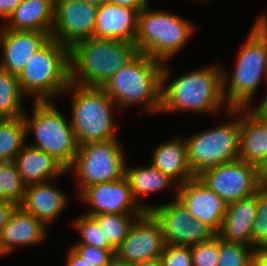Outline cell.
Returning a JSON list of instances; mask_svg holds the SVG:
<instances>
[{
  "label": "cell",
  "instance_id": "6da1fadb",
  "mask_svg": "<svg viewBox=\"0 0 267 266\" xmlns=\"http://www.w3.org/2000/svg\"><path fill=\"white\" fill-rule=\"evenodd\" d=\"M166 65L164 62L161 74L159 113L185 111L215 115L222 110V106L227 112L230 110L223 96V72L220 66L209 65L189 71L168 84L170 70Z\"/></svg>",
  "mask_w": 267,
  "mask_h": 266
},
{
  "label": "cell",
  "instance_id": "7a4b0ae2",
  "mask_svg": "<svg viewBox=\"0 0 267 266\" xmlns=\"http://www.w3.org/2000/svg\"><path fill=\"white\" fill-rule=\"evenodd\" d=\"M255 21L236 57L230 79L222 69L223 96L230 109L249 108L262 78L267 80V14L264 12Z\"/></svg>",
  "mask_w": 267,
  "mask_h": 266
},
{
  "label": "cell",
  "instance_id": "3957f363",
  "mask_svg": "<svg viewBox=\"0 0 267 266\" xmlns=\"http://www.w3.org/2000/svg\"><path fill=\"white\" fill-rule=\"evenodd\" d=\"M164 63L139 52L102 87L118 110L139 104L142 113L158 114L161 105V74Z\"/></svg>",
  "mask_w": 267,
  "mask_h": 266
},
{
  "label": "cell",
  "instance_id": "277c9868",
  "mask_svg": "<svg viewBox=\"0 0 267 266\" xmlns=\"http://www.w3.org/2000/svg\"><path fill=\"white\" fill-rule=\"evenodd\" d=\"M139 50L122 40L91 38L70 48V83L103 87Z\"/></svg>",
  "mask_w": 267,
  "mask_h": 266
},
{
  "label": "cell",
  "instance_id": "5b68a950",
  "mask_svg": "<svg viewBox=\"0 0 267 266\" xmlns=\"http://www.w3.org/2000/svg\"><path fill=\"white\" fill-rule=\"evenodd\" d=\"M17 77L24 95L34 102L55 100L70 84V49L51 38Z\"/></svg>",
  "mask_w": 267,
  "mask_h": 266
},
{
  "label": "cell",
  "instance_id": "8992f818",
  "mask_svg": "<svg viewBox=\"0 0 267 266\" xmlns=\"http://www.w3.org/2000/svg\"><path fill=\"white\" fill-rule=\"evenodd\" d=\"M65 93H72L70 122L79 146L117 138L113 109L118 107L102 87L70 83Z\"/></svg>",
  "mask_w": 267,
  "mask_h": 266
},
{
  "label": "cell",
  "instance_id": "52a82bcc",
  "mask_svg": "<svg viewBox=\"0 0 267 266\" xmlns=\"http://www.w3.org/2000/svg\"><path fill=\"white\" fill-rule=\"evenodd\" d=\"M150 5L139 12L134 44L139 52L167 63L189 41L194 25L174 13L153 10Z\"/></svg>",
  "mask_w": 267,
  "mask_h": 266
},
{
  "label": "cell",
  "instance_id": "ba28073f",
  "mask_svg": "<svg viewBox=\"0 0 267 266\" xmlns=\"http://www.w3.org/2000/svg\"><path fill=\"white\" fill-rule=\"evenodd\" d=\"M64 115L52 101H43L34 102L33 113L29 115L26 111L23 119L26 138L33 133L36 139L33 144H27L52 155L68 170L78 152L79 144L70 119H66Z\"/></svg>",
  "mask_w": 267,
  "mask_h": 266
},
{
  "label": "cell",
  "instance_id": "9c48e42d",
  "mask_svg": "<svg viewBox=\"0 0 267 266\" xmlns=\"http://www.w3.org/2000/svg\"><path fill=\"white\" fill-rule=\"evenodd\" d=\"M228 113L235 119L185 137L188 164L195 176L205 169L239 159L241 108L230 109Z\"/></svg>",
  "mask_w": 267,
  "mask_h": 266
},
{
  "label": "cell",
  "instance_id": "30bf717a",
  "mask_svg": "<svg viewBox=\"0 0 267 266\" xmlns=\"http://www.w3.org/2000/svg\"><path fill=\"white\" fill-rule=\"evenodd\" d=\"M119 139L89 142L79 146L73 163L68 168L73 170L79 192L85 187L118 180L125 176L126 154Z\"/></svg>",
  "mask_w": 267,
  "mask_h": 266
},
{
  "label": "cell",
  "instance_id": "8fae6325",
  "mask_svg": "<svg viewBox=\"0 0 267 266\" xmlns=\"http://www.w3.org/2000/svg\"><path fill=\"white\" fill-rule=\"evenodd\" d=\"M198 177L228 205L258 192V167L237 159L203 170Z\"/></svg>",
  "mask_w": 267,
  "mask_h": 266
},
{
  "label": "cell",
  "instance_id": "7c38bea8",
  "mask_svg": "<svg viewBox=\"0 0 267 266\" xmlns=\"http://www.w3.org/2000/svg\"><path fill=\"white\" fill-rule=\"evenodd\" d=\"M172 201L166 204L151 205V212L163 229L166 244L193 246L211 240L216 233L194 217L177 199V191Z\"/></svg>",
  "mask_w": 267,
  "mask_h": 266
},
{
  "label": "cell",
  "instance_id": "4fadbf2b",
  "mask_svg": "<svg viewBox=\"0 0 267 266\" xmlns=\"http://www.w3.org/2000/svg\"><path fill=\"white\" fill-rule=\"evenodd\" d=\"M98 6L83 0H55L51 38L72 48L76 43L94 38Z\"/></svg>",
  "mask_w": 267,
  "mask_h": 266
},
{
  "label": "cell",
  "instance_id": "5bb4252c",
  "mask_svg": "<svg viewBox=\"0 0 267 266\" xmlns=\"http://www.w3.org/2000/svg\"><path fill=\"white\" fill-rule=\"evenodd\" d=\"M166 243L163 229L151 211H145L131 226L115 256L129 264L160 258Z\"/></svg>",
  "mask_w": 267,
  "mask_h": 266
},
{
  "label": "cell",
  "instance_id": "9a60e30c",
  "mask_svg": "<svg viewBox=\"0 0 267 266\" xmlns=\"http://www.w3.org/2000/svg\"><path fill=\"white\" fill-rule=\"evenodd\" d=\"M81 201L89 206L84 214H143L145 210L133 199L126 176L85 187L79 192ZM90 209V210H89Z\"/></svg>",
  "mask_w": 267,
  "mask_h": 266
},
{
  "label": "cell",
  "instance_id": "2e32d148",
  "mask_svg": "<svg viewBox=\"0 0 267 266\" xmlns=\"http://www.w3.org/2000/svg\"><path fill=\"white\" fill-rule=\"evenodd\" d=\"M177 199L194 219L206 224L216 234L220 231L227 204L198 176L178 186Z\"/></svg>",
  "mask_w": 267,
  "mask_h": 266
},
{
  "label": "cell",
  "instance_id": "e0dca14e",
  "mask_svg": "<svg viewBox=\"0 0 267 266\" xmlns=\"http://www.w3.org/2000/svg\"><path fill=\"white\" fill-rule=\"evenodd\" d=\"M51 36L39 31H16L0 28V45L2 58L0 68L19 75L33 55L39 51Z\"/></svg>",
  "mask_w": 267,
  "mask_h": 266
},
{
  "label": "cell",
  "instance_id": "ac0fdd59",
  "mask_svg": "<svg viewBox=\"0 0 267 266\" xmlns=\"http://www.w3.org/2000/svg\"><path fill=\"white\" fill-rule=\"evenodd\" d=\"M48 226L18 205L0 232V249L7 256L18 246L39 245L48 237Z\"/></svg>",
  "mask_w": 267,
  "mask_h": 266
},
{
  "label": "cell",
  "instance_id": "d6986e66",
  "mask_svg": "<svg viewBox=\"0 0 267 266\" xmlns=\"http://www.w3.org/2000/svg\"><path fill=\"white\" fill-rule=\"evenodd\" d=\"M139 11L110 2L98 6L94 38L134 43Z\"/></svg>",
  "mask_w": 267,
  "mask_h": 266
},
{
  "label": "cell",
  "instance_id": "ffe728a7",
  "mask_svg": "<svg viewBox=\"0 0 267 266\" xmlns=\"http://www.w3.org/2000/svg\"><path fill=\"white\" fill-rule=\"evenodd\" d=\"M258 192L227 205L222 226L216 234L222 241L252 247V226L257 212Z\"/></svg>",
  "mask_w": 267,
  "mask_h": 266
},
{
  "label": "cell",
  "instance_id": "44dd1931",
  "mask_svg": "<svg viewBox=\"0 0 267 266\" xmlns=\"http://www.w3.org/2000/svg\"><path fill=\"white\" fill-rule=\"evenodd\" d=\"M47 181L26 187L25 195L20 206L47 226L62 215L69 199L67 194L56 185Z\"/></svg>",
  "mask_w": 267,
  "mask_h": 266
},
{
  "label": "cell",
  "instance_id": "7402d4cb",
  "mask_svg": "<svg viewBox=\"0 0 267 266\" xmlns=\"http://www.w3.org/2000/svg\"><path fill=\"white\" fill-rule=\"evenodd\" d=\"M18 172L26 186L58 179L67 169L52 155L28 145L15 157Z\"/></svg>",
  "mask_w": 267,
  "mask_h": 266
},
{
  "label": "cell",
  "instance_id": "603a6c76",
  "mask_svg": "<svg viewBox=\"0 0 267 266\" xmlns=\"http://www.w3.org/2000/svg\"><path fill=\"white\" fill-rule=\"evenodd\" d=\"M55 0H22L13 11L5 29L16 31H39L51 34L54 24Z\"/></svg>",
  "mask_w": 267,
  "mask_h": 266
},
{
  "label": "cell",
  "instance_id": "cb8c5ba5",
  "mask_svg": "<svg viewBox=\"0 0 267 266\" xmlns=\"http://www.w3.org/2000/svg\"><path fill=\"white\" fill-rule=\"evenodd\" d=\"M266 157L267 122L249 108H241L239 159L259 167Z\"/></svg>",
  "mask_w": 267,
  "mask_h": 266
},
{
  "label": "cell",
  "instance_id": "d4e9b609",
  "mask_svg": "<svg viewBox=\"0 0 267 266\" xmlns=\"http://www.w3.org/2000/svg\"><path fill=\"white\" fill-rule=\"evenodd\" d=\"M151 164L162 173L182 185L195 177L187 158V145L185 138H174L155 147L150 157Z\"/></svg>",
  "mask_w": 267,
  "mask_h": 266
},
{
  "label": "cell",
  "instance_id": "484cf974",
  "mask_svg": "<svg viewBox=\"0 0 267 266\" xmlns=\"http://www.w3.org/2000/svg\"><path fill=\"white\" fill-rule=\"evenodd\" d=\"M125 176L129 181L133 199L145 211H151V204L141 203L140 197L149 196L150 194H159V192L175 186V191H178V185L169 176L162 173L151 163L147 166L139 165L134 167H125ZM174 184V185H173ZM139 201V202H138Z\"/></svg>",
  "mask_w": 267,
  "mask_h": 266
},
{
  "label": "cell",
  "instance_id": "4316f807",
  "mask_svg": "<svg viewBox=\"0 0 267 266\" xmlns=\"http://www.w3.org/2000/svg\"><path fill=\"white\" fill-rule=\"evenodd\" d=\"M23 96L25 95L19 87L17 75L0 68V117H23L26 112L22 104Z\"/></svg>",
  "mask_w": 267,
  "mask_h": 266
},
{
  "label": "cell",
  "instance_id": "83f0119b",
  "mask_svg": "<svg viewBox=\"0 0 267 266\" xmlns=\"http://www.w3.org/2000/svg\"><path fill=\"white\" fill-rule=\"evenodd\" d=\"M23 117L5 118L0 121V162L14 161L26 144Z\"/></svg>",
  "mask_w": 267,
  "mask_h": 266
},
{
  "label": "cell",
  "instance_id": "f1b7e54d",
  "mask_svg": "<svg viewBox=\"0 0 267 266\" xmlns=\"http://www.w3.org/2000/svg\"><path fill=\"white\" fill-rule=\"evenodd\" d=\"M142 214H109L103 213L93 216L104 233L108 243L115 249L122 244L128 236L129 230L135 220Z\"/></svg>",
  "mask_w": 267,
  "mask_h": 266
},
{
  "label": "cell",
  "instance_id": "f546056e",
  "mask_svg": "<svg viewBox=\"0 0 267 266\" xmlns=\"http://www.w3.org/2000/svg\"><path fill=\"white\" fill-rule=\"evenodd\" d=\"M26 187L15 161L0 162V200L20 205L23 201Z\"/></svg>",
  "mask_w": 267,
  "mask_h": 266
},
{
  "label": "cell",
  "instance_id": "4dcf8cb0",
  "mask_svg": "<svg viewBox=\"0 0 267 266\" xmlns=\"http://www.w3.org/2000/svg\"><path fill=\"white\" fill-rule=\"evenodd\" d=\"M75 230L80 233L81 240L74 245H89L101 249H114L104 237L100 225L93 216L82 213L71 223Z\"/></svg>",
  "mask_w": 267,
  "mask_h": 266
},
{
  "label": "cell",
  "instance_id": "1f68e13d",
  "mask_svg": "<svg viewBox=\"0 0 267 266\" xmlns=\"http://www.w3.org/2000/svg\"><path fill=\"white\" fill-rule=\"evenodd\" d=\"M254 251L249 245L224 242L219 238L218 266H252Z\"/></svg>",
  "mask_w": 267,
  "mask_h": 266
},
{
  "label": "cell",
  "instance_id": "d6a6232c",
  "mask_svg": "<svg viewBox=\"0 0 267 266\" xmlns=\"http://www.w3.org/2000/svg\"><path fill=\"white\" fill-rule=\"evenodd\" d=\"M252 247L267 248V185L258 189L257 212L252 226Z\"/></svg>",
  "mask_w": 267,
  "mask_h": 266
},
{
  "label": "cell",
  "instance_id": "836d02e7",
  "mask_svg": "<svg viewBox=\"0 0 267 266\" xmlns=\"http://www.w3.org/2000/svg\"><path fill=\"white\" fill-rule=\"evenodd\" d=\"M193 266H218L219 237L216 235L211 240L190 246Z\"/></svg>",
  "mask_w": 267,
  "mask_h": 266
},
{
  "label": "cell",
  "instance_id": "e575fe53",
  "mask_svg": "<svg viewBox=\"0 0 267 266\" xmlns=\"http://www.w3.org/2000/svg\"><path fill=\"white\" fill-rule=\"evenodd\" d=\"M160 259L163 266H193L190 246L166 244Z\"/></svg>",
  "mask_w": 267,
  "mask_h": 266
},
{
  "label": "cell",
  "instance_id": "d590c367",
  "mask_svg": "<svg viewBox=\"0 0 267 266\" xmlns=\"http://www.w3.org/2000/svg\"><path fill=\"white\" fill-rule=\"evenodd\" d=\"M72 248L91 266H106L114 257L115 249H101L89 245H72Z\"/></svg>",
  "mask_w": 267,
  "mask_h": 266
},
{
  "label": "cell",
  "instance_id": "8d00e7d4",
  "mask_svg": "<svg viewBox=\"0 0 267 266\" xmlns=\"http://www.w3.org/2000/svg\"><path fill=\"white\" fill-rule=\"evenodd\" d=\"M17 206L18 205L14 202L0 200V232L8 223Z\"/></svg>",
  "mask_w": 267,
  "mask_h": 266
},
{
  "label": "cell",
  "instance_id": "74e56055",
  "mask_svg": "<svg viewBox=\"0 0 267 266\" xmlns=\"http://www.w3.org/2000/svg\"><path fill=\"white\" fill-rule=\"evenodd\" d=\"M22 0H0V17L3 22L12 15L13 11L20 5Z\"/></svg>",
  "mask_w": 267,
  "mask_h": 266
},
{
  "label": "cell",
  "instance_id": "f35d334b",
  "mask_svg": "<svg viewBox=\"0 0 267 266\" xmlns=\"http://www.w3.org/2000/svg\"><path fill=\"white\" fill-rule=\"evenodd\" d=\"M149 1L150 0H108L110 3L136 9L139 12L149 4Z\"/></svg>",
  "mask_w": 267,
  "mask_h": 266
},
{
  "label": "cell",
  "instance_id": "ab89813d",
  "mask_svg": "<svg viewBox=\"0 0 267 266\" xmlns=\"http://www.w3.org/2000/svg\"><path fill=\"white\" fill-rule=\"evenodd\" d=\"M65 266H91L72 248H69Z\"/></svg>",
  "mask_w": 267,
  "mask_h": 266
},
{
  "label": "cell",
  "instance_id": "60d3db41",
  "mask_svg": "<svg viewBox=\"0 0 267 266\" xmlns=\"http://www.w3.org/2000/svg\"><path fill=\"white\" fill-rule=\"evenodd\" d=\"M252 266H267V248L255 249Z\"/></svg>",
  "mask_w": 267,
  "mask_h": 266
},
{
  "label": "cell",
  "instance_id": "b9f144b4",
  "mask_svg": "<svg viewBox=\"0 0 267 266\" xmlns=\"http://www.w3.org/2000/svg\"><path fill=\"white\" fill-rule=\"evenodd\" d=\"M257 105L249 108L253 113H255L260 119L267 122V96L263 98Z\"/></svg>",
  "mask_w": 267,
  "mask_h": 266
},
{
  "label": "cell",
  "instance_id": "7bdbcfd3",
  "mask_svg": "<svg viewBox=\"0 0 267 266\" xmlns=\"http://www.w3.org/2000/svg\"><path fill=\"white\" fill-rule=\"evenodd\" d=\"M258 176L262 185H267V157L258 167Z\"/></svg>",
  "mask_w": 267,
  "mask_h": 266
},
{
  "label": "cell",
  "instance_id": "ee69618b",
  "mask_svg": "<svg viewBox=\"0 0 267 266\" xmlns=\"http://www.w3.org/2000/svg\"><path fill=\"white\" fill-rule=\"evenodd\" d=\"M133 266H163V265H162L161 259L156 258V259L145 260V261L136 263Z\"/></svg>",
  "mask_w": 267,
  "mask_h": 266
},
{
  "label": "cell",
  "instance_id": "f6af8a7d",
  "mask_svg": "<svg viewBox=\"0 0 267 266\" xmlns=\"http://www.w3.org/2000/svg\"><path fill=\"white\" fill-rule=\"evenodd\" d=\"M106 266H133V265L125 261H122L115 256Z\"/></svg>",
  "mask_w": 267,
  "mask_h": 266
},
{
  "label": "cell",
  "instance_id": "bcb514c9",
  "mask_svg": "<svg viewBox=\"0 0 267 266\" xmlns=\"http://www.w3.org/2000/svg\"><path fill=\"white\" fill-rule=\"evenodd\" d=\"M83 1H86L88 3L94 4V5H97V6L108 2V0H83Z\"/></svg>",
  "mask_w": 267,
  "mask_h": 266
},
{
  "label": "cell",
  "instance_id": "7dc6e473",
  "mask_svg": "<svg viewBox=\"0 0 267 266\" xmlns=\"http://www.w3.org/2000/svg\"><path fill=\"white\" fill-rule=\"evenodd\" d=\"M5 255L2 253L1 249H0V257H4Z\"/></svg>",
  "mask_w": 267,
  "mask_h": 266
}]
</instances>
